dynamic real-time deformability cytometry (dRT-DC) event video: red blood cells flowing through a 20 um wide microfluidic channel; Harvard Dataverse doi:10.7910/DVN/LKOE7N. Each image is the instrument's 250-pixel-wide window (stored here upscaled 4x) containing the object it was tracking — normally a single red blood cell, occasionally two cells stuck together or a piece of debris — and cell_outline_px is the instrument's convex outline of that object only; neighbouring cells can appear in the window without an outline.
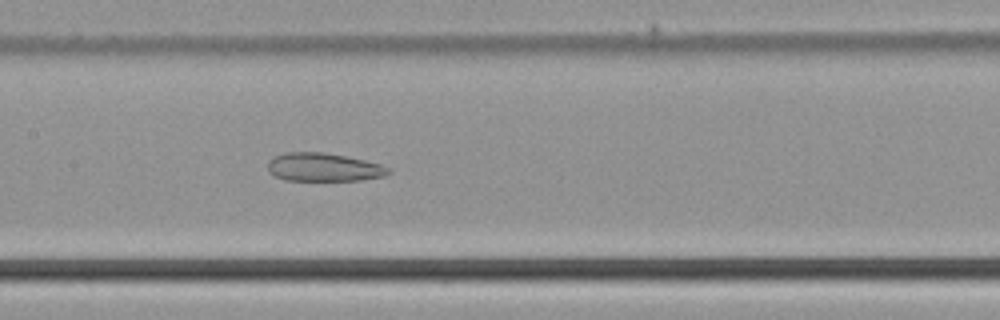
{"species": "common noctule bat (a hibernating species)", "species_latin": "Nyctalus noctula", "temperature_condition": "cold", "stored_images_in_passage": 51, "camera_frame_rate_fps": 3000, "um_per_image_px": 0.085, "animal": {"sex": "male", "body_mass_g": 21.5, "forearm_length_mm": 52.0}, "frame": {"image": 1, "passage_image": 25, "time_ms": 8.0, "image_size_px": [1000, 320], "cell_outline_px": [[392, 172], [384, 176], [360, 180], [284, 180], [268, 172], [268, 160], [276, 156], [288, 152], [324, 152], [364, 160], [380, 164], [388, 168]], "centroid_in_image_um": [27.49, 14.21], "position_along_channel_um": 179.9, "area_um2": 19.77}}
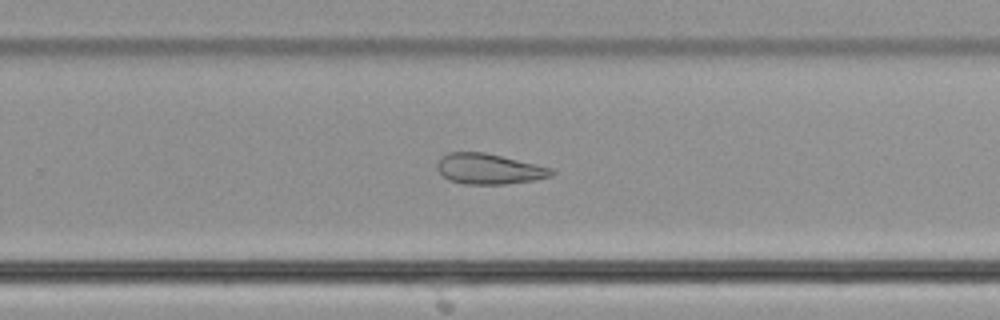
{"frame": {"image": 2, "passage_image": 33, "time_ms": 10.667, "image_size_px": [1000, 320], "cell_outline_px": [[556, 172], [552, 176], [532, 180], [504, 184], [464, 184], [448, 180], [436, 168], [436, 164], [440, 156], [448, 152], [484, 152], [536, 164], [552, 168]], "centroid_in_image_um": [41.53, 14.35], "position_along_channel_um": 288.3, "area_um2": 20.35}}
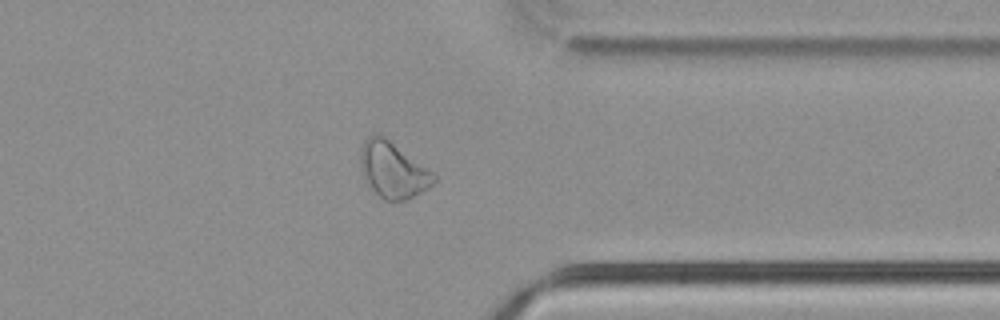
{"frame": {"image": 3, "passage_image": 40, "time_ms": 13.0, "image_size_px": [1000, 320], "cell_outline_px": [[436, 180], [428, 188], [408, 200], [384, 200], [368, 188], [364, 180], [360, 164], [360, 148], [364, 140], [376, 132], [384, 136], [432, 172], [436, 176]], "centroid_in_image_um": [33.35, 14.46], "position_along_channel_um": 378.1, "area_um2": 23.93}}